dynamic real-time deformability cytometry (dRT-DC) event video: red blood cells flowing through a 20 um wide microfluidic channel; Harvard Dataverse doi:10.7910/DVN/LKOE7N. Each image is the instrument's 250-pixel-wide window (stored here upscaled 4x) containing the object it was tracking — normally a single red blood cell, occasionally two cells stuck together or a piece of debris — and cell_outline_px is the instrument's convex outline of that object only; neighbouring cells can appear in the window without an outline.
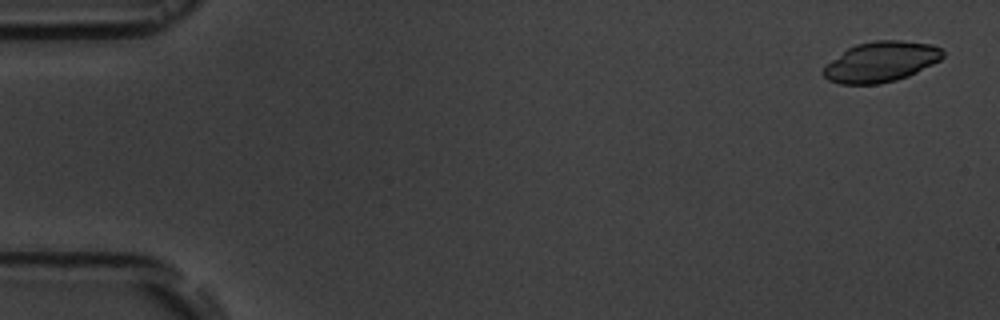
{"species": "common noctule bat (a hibernating species)", "species_latin": "Nyctalus noctula", "temperature_condition": "room temperature", "stored_images_in_passage": 5, "camera_frame_rate_fps": 3000, "um_per_image_px": 0.085, "animal": {"sex": "male", "body_mass_g": 19.5, "forearm_length_mm": 54.6}, "frame": {"image": 1, "passage_image": 1, "time_ms": 0.0, "image_size_px": [1000, 320], "cell_outline_px": [[944, 56], [940, 60], [908, 76], [896, 80], [880, 84], [840, 84], [828, 80], [820, 72], [832, 60], [848, 48], [856, 44], [876, 40], [900, 40], [932, 44], [940, 48], [944, 52]], "centroid_in_image_um": [74.88, 5.25], "position_along_channel_um": 10.1, "area_um2": 27.98}}